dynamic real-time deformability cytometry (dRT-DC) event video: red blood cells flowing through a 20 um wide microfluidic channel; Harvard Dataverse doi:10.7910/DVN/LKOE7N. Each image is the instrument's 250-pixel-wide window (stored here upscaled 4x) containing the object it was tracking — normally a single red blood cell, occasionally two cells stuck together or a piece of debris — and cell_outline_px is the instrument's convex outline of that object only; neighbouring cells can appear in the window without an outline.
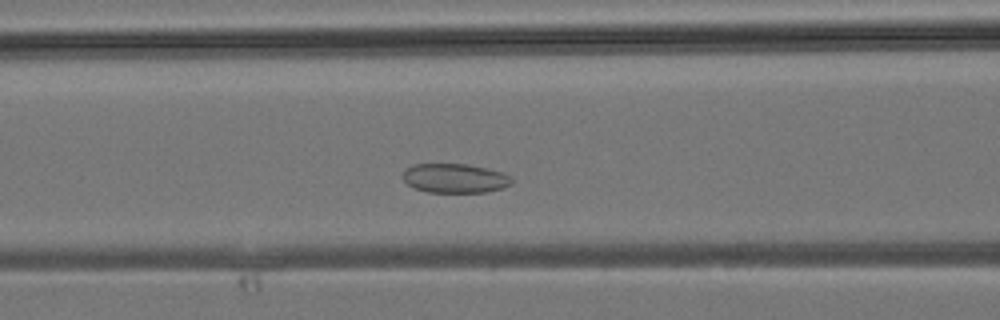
{"species": "common noctule bat (a hibernating species)", "species_latin": "Nyctalus noctula", "temperature_condition": "room temperature", "stored_images_in_passage": 32, "camera_frame_rate_fps": 3000, "um_per_image_px": 0.085, "animal": {"sex": "male", "body_mass_g": 19.2, "forearm_length_mm": 51.8}, "frame": {"image": 1, "passage_image": 10, "time_ms": 3.0, "image_size_px": [1000, 320], "cell_outline_px": [[512, 184], [504, 188], [484, 192], [428, 192], [416, 188], [408, 184], [404, 180], [404, 172], [412, 164], [468, 164], [488, 168], [500, 172], [508, 176], [512, 180]], "centroid_in_image_um": [38.69, 15.15], "position_along_channel_um": 127.9, "area_um2": 18.38}}
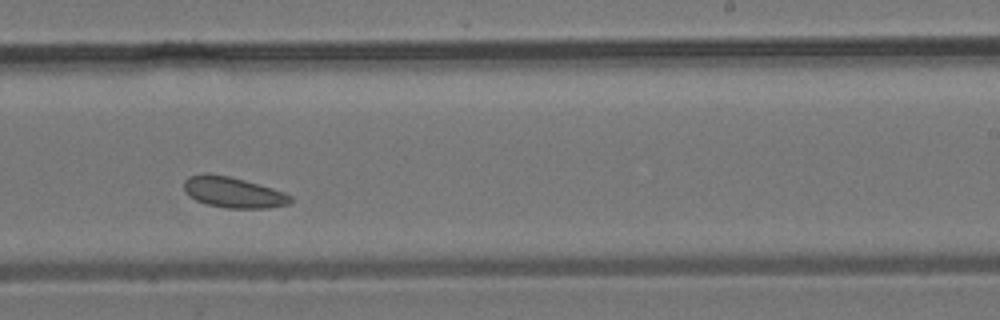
{"frame": {"image": 2, "passage_image": 18, "time_ms": 5.667, "image_size_px": [1000, 320], "cell_outline_px": [[292, 200], [288, 204], [268, 208], [224, 208], [208, 204], [196, 200], [188, 196], [184, 192], [184, 180], [188, 176], [204, 172], [228, 176], [244, 180], [272, 188], [284, 192], [292, 196]], "centroid_in_image_um": [19.78, 16.34], "position_along_channel_um": 269.2, "area_um2": 19.19}}
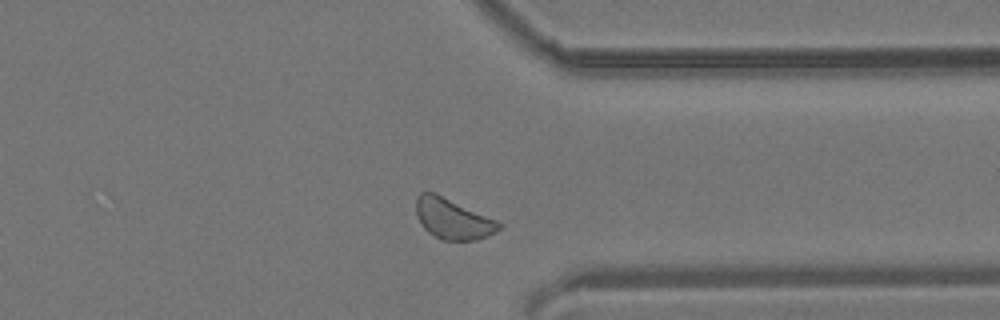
{"frame": {"image": 3, "passage_image": 24, "time_ms": 7.667, "image_size_px": [1000, 320], "cell_outline_px": [[504, 224], [496, 232], [488, 236], [476, 240], [440, 240], [428, 232], [424, 228], [416, 212], [416, 196], [420, 192], [436, 192], [496, 220]], "centroid_in_image_um": [38.49, 18.59], "position_along_channel_um": 372.9, "area_um2": 19.65}}